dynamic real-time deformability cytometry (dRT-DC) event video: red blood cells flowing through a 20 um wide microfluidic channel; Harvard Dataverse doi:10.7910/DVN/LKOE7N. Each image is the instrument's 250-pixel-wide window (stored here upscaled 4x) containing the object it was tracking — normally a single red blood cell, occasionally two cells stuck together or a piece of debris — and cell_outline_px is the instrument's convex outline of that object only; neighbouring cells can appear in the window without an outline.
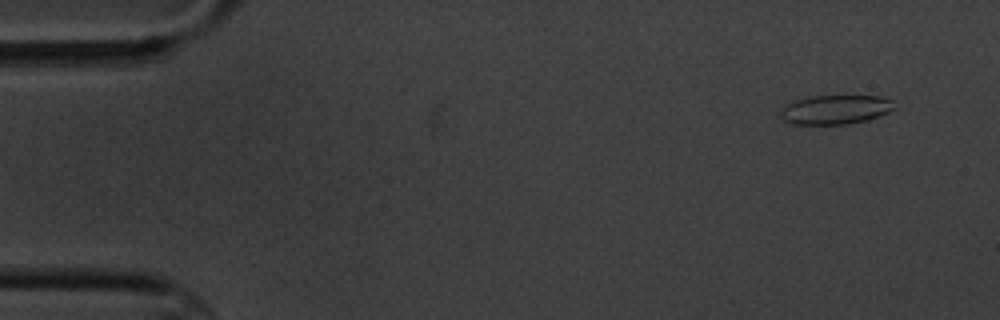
{"species": "common noctule bat (a hibernating species)", "species_latin": "Nyctalus noctula", "temperature_condition": "cold", "stored_images_in_passage": 5, "camera_frame_rate_fps": 3000, "um_per_image_px": 0.085, "animal": {"sex": "male", "body_mass_g": 20.1, "forearm_length_mm": 53.5}, "frame": {"image": 1, "passage_image": 1, "time_ms": 0.0, "image_size_px": [1000, 320], "cell_outline_px": [[896, 108], [880, 116], [868, 120], [848, 124], [792, 124], [784, 120], [780, 116], [780, 112], [784, 104], [796, 100], [812, 96], [884, 96], [892, 100]], "centroid_in_image_um": [71.03, 9.31], "position_along_channel_um": 14.0, "area_um2": 19.54}}